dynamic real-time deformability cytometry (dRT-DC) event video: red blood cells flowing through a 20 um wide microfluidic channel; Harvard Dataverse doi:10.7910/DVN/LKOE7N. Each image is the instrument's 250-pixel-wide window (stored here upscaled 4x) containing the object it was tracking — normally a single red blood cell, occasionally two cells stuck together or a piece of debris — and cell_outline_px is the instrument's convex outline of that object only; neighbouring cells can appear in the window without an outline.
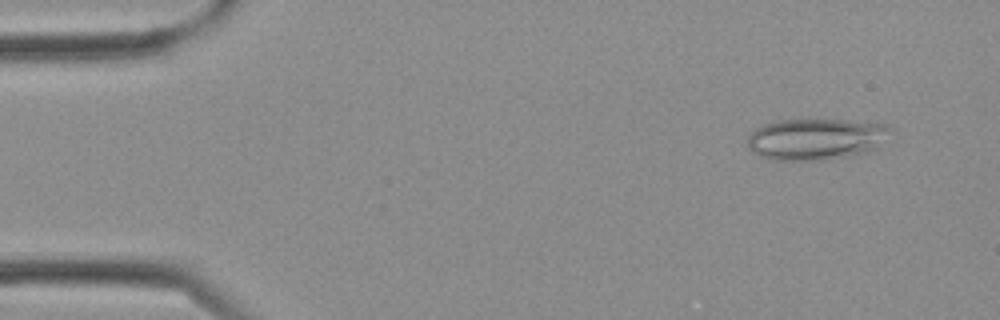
{"species": "Egyptian fruit bat (a non-hibernating species)", "species_latin": "Rousettus aegyptiacus", "temperature_condition": "cold", "stored_images_in_passage": 3, "camera_frame_rate_fps": 3000, "um_per_image_px": 0.085, "frame": {"image": 1, "passage_image": 1, "time_ms": 0.0, "image_size_px": [1000, 320], "cell_outline_px": [[896, 132], [876, 148], [868, 152], [828, 160], [772, 160], [760, 156], [748, 148], [748, 136], [756, 128], [764, 124], [776, 120], [844, 120], [888, 124]], "centroid_in_image_um": [69.42, 11.82], "position_along_channel_um": 15.6, "area_um2": 34.97}}